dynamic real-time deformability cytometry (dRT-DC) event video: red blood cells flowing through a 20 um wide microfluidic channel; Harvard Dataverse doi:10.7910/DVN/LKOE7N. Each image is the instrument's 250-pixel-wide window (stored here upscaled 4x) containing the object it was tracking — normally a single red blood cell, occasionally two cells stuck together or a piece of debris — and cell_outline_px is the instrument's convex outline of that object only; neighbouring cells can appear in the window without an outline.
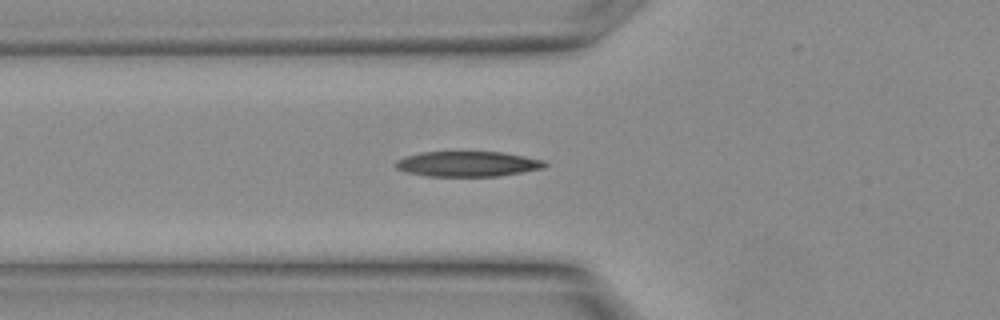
{"species": "Egyptian fruit bat (a non-hibernating species)", "species_latin": "Rousettus aegyptiacus", "temperature_condition": "warm", "stored_images_in_passage": 10, "camera_frame_rate_fps": 3000, "um_per_image_px": 0.085, "animal": {"sex": "female"}, "frame": {"image": 1, "passage_image": 4, "time_ms": 1.0, "image_size_px": [1000, 320], "cell_outline_px": [[548, 164], [544, 168], [496, 176], [428, 176], [404, 172], [396, 168], [392, 164], [396, 160], [404, 156], [420, 152], [504, 152], [544, 160]], "centroid_in_image_um": [39.69, 13.93], "position_along_channel_um": 86.1, "area_um2": 22.08}}
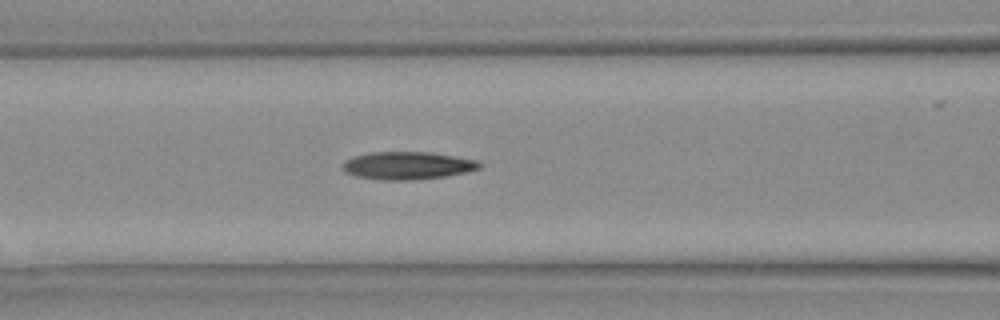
{"frame": {"image": 2, "passage_image": 6, "time_ms": 1.667, "image_size_px": [1000, 320], "cell_outline_px": [[484, 164], [480, 168], [464, 172], [444, 176], [412, 180], [380, 180], [356, 176], [344, 172], [340, 168], [344, 160], [352, 156], [372, 152], [432, 152], [476, 160]], "centroid_in_image_um": [34.58, 14.07], "position_along_channel_um": 132.0, "area_um2": 22.25}}